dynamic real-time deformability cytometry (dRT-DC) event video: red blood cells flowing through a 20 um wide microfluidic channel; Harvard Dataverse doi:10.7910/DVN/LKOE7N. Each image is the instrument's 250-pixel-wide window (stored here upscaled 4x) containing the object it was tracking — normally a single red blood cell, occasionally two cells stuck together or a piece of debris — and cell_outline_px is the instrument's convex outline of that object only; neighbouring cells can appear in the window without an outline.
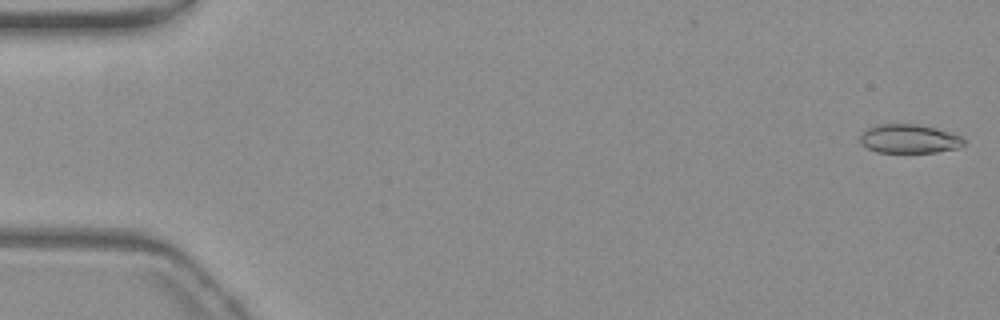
{"species": "common noctule bat (a hibernating species)", "species_latin": "Nyctalus noctula", "temperature_condition": "warm", "stored_images_in_passage": 4, "camera_frame_rate_fps": 3000, "um_per_image_px": 0.085, "animal": {"sex": "female", "body_mass_g": 19.3, "forearm_length_mm": 54.1}, "frame": {"image": 1, "passage_image": 1, "time_ms": 0.0, "image_size_px": [1000, 320], "cell_outline_px": [[968, 140], [960, 148], [936, 152], [876, 152], [860, 144], [860, 136], [868, 128], [876, 124], [920, 124], [936, 128], [960, 136]], "centroid_in_image_um": [77.3, 11.8], "position_along_channel_um": 7.7, "area_um2": 17.57}}